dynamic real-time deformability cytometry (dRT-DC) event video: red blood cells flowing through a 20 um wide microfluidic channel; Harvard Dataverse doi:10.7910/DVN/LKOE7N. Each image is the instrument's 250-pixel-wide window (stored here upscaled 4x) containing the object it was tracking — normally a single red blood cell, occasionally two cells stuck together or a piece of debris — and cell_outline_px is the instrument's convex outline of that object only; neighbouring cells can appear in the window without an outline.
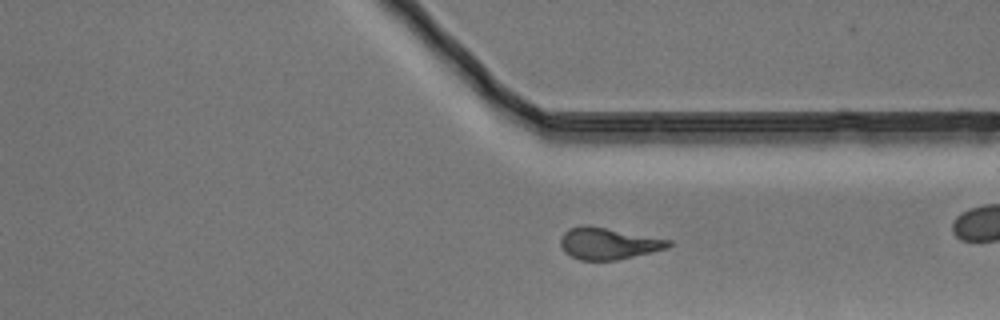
{"species": "Egyptian fruit bat (a non-hibernating species)", "species_latin": "Rousettus aegyptiacus", "temperature_condition": "warm", "stored_images_in_passage": 50, "camera_frame_rate_fps": 3000, "um_per_image_px": 0.085, "animal": {"sex": "male"}, "frame": {"image": 1, "passage_image": 36, "time_ms": 11.667, "image_size_px": [1000, 320], "cell_outline_px": [[672, 244], [668, 248], [616, 260], [580, 260], [564, 252], [560, 244], [560, 236], [568, 228], [588, 224], [672, 240]], "centroid_in_image_um": [51.68, 20.68], "position_along_channel_um": 359.7, "area_um2": 20.06}}